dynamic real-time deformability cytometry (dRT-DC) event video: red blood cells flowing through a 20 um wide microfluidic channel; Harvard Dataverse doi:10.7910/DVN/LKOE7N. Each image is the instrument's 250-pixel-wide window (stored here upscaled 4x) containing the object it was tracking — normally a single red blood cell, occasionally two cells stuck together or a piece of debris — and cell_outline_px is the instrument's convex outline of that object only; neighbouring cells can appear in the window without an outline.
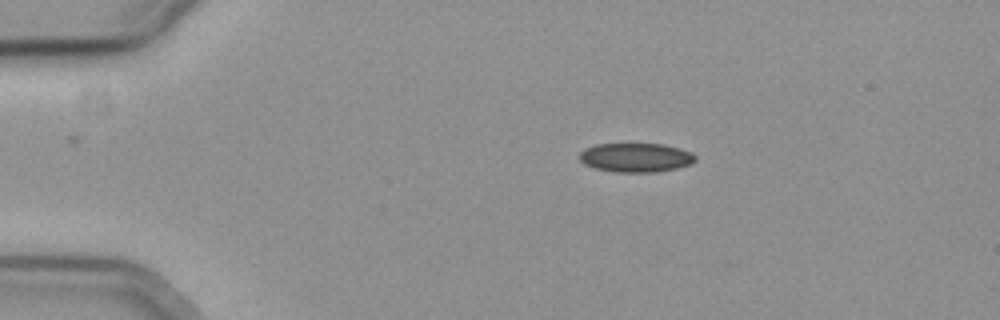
{"species": "common noctule bat (a hibernating species)", "species_latin": "Nyctalus noctula", "temperature_condition": "cold", "stored_images_in_passage": 47, "camera_frame_rate_fps": 3000, "um_per_image_px": 0.085, "animal": {"sex": "female", "body_mass_g": 19.3, "forearm_length_mm": 54.1}, "frame": {"image": 1, "passage_image": 1, "time_ms": 0.0, "image_size_px": [1000, 320], "cell_outline_px": [[696, 160], [692, 164], [676, 168], [656, 172], [616, 172], [596, 168], [584, 164], [580, 160], [580, 152], [584, 148], [596, 144], [664, 144], [680, 148], [692, 152], [696, 156]], "centroid_in_image_um": [54.07, 13.38], "position_along_channel_um": 30.9, "area_um2": 19.71}}
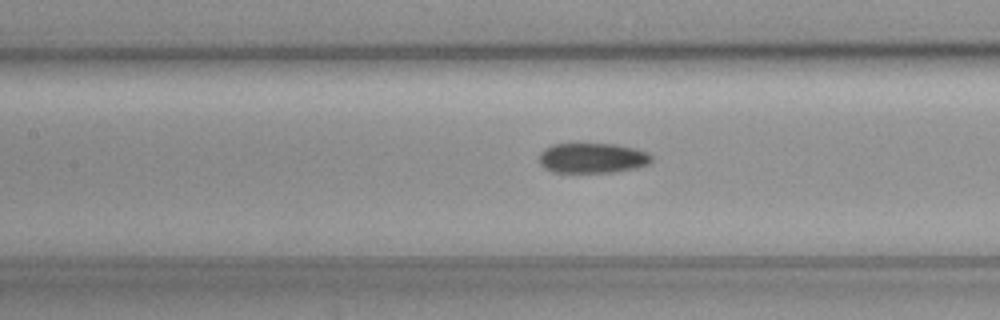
{"frame": {"image": 2, "passage_image": 16, "time_ms": 5.0, "image_size_px": [1000, 320], "cell_outline_px": [[652, 160], [648, 164], [636, 168], [612, 172], [552, 172], [544, 168], [540, 164], [540, 152], [544, 148], [552, 144], [576, 140], [616, 144], [636, 148], [648, 152], [652, 156]], "centroid_in_image_um": [50.32, 13.37], "position_along_channel_um": 157.1, "area_um2": 20.75}}
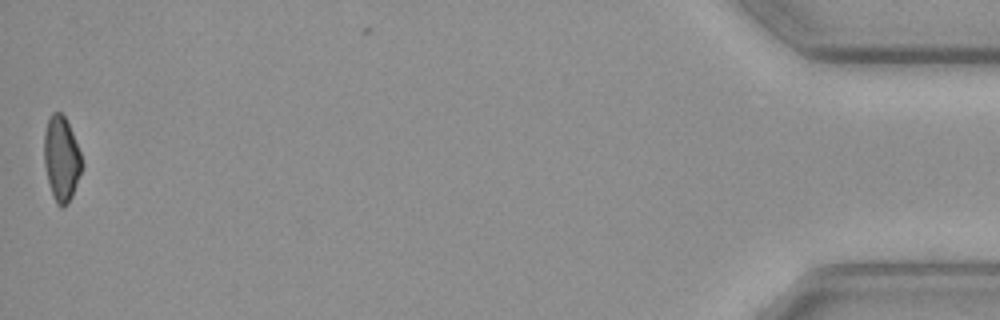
{"frame": {"image": 3, "passage_image": 46, "time_ms": 15.0, "image_size_px": [1000, 320], "cell_outline_px": [[84, 164], [72, 196], [64, 208], [60, 208], [56, 204], [52, 196], [44, 164], [44, 132], [48, 116], [52, 112], [60, 112], [64, 116], [72, 132], [80, 152]], "centroid_in_image_um": [5.21, 13.5], "position_along_channel_um": 430.0, "area_um2": 18.84}, "authors_computed_cell_mechanics": {"area_um2": 19.9988, "velocity_mm_per_s": 3.7129, "shape_relaxation_time_tau1_ms": null, "shape_relaxation_time_tau2_ms": 7.085, "deformation_change_tau1": null, "deformation_change_tau2": 0.1286}}